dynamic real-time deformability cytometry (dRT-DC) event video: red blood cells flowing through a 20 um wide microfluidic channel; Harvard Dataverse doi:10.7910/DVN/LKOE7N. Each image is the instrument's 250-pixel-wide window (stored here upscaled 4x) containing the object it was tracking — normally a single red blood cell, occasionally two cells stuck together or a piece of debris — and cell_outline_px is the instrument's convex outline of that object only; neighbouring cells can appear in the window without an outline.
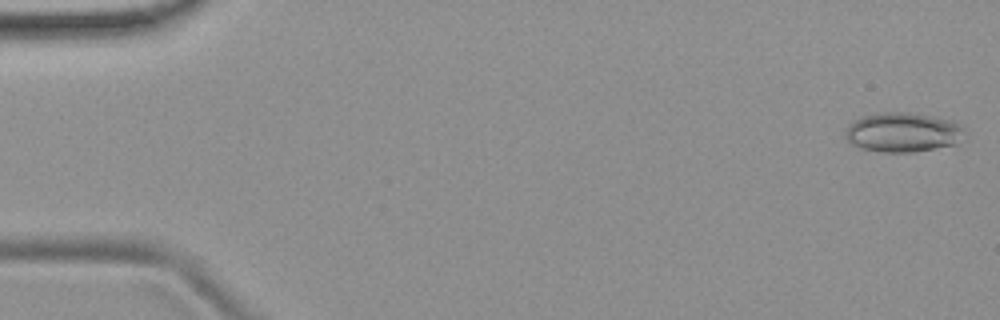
{"species": "common noctule bat (a hibernating species)", "species_latin": "Nyctalus noctula", "temperature_condition": "room temperature", "stored_images_in_passage": 52, "camera_frame_rate_fps": 3000, "um_per_image_px": 0.085, "animal": {"sex": "female", "body_mass_g": 19.9}, "frame": {"image": 1, "passage_image": 1, "time_ms": 0.0, "image_size_px": [1000, 320], "cell_outline_px": [[964, 128], [956, 144], [936, 148], [912, 152], [884, 152], [860, 148], [852, 144], [844, 136], [844, 132], [848, 124], [852, 120], [860, 116], [880, 112], [908, 112], [952, 120]], "centroid_in_image_um": [76.66, 11.23], "position_along_channel_um": 8.3, "area_um2": 27.46}}
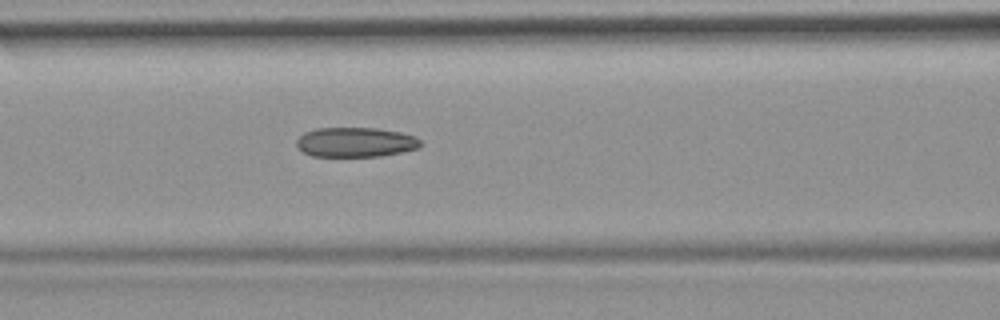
{"frame": {"image": 2, "passage_image": 22, "time_ms": 7.0, "image_size_px": [1000, 320], "cell_outline_px": [[424, 144], [420, 148], [380, 156], [312, 156], [304, 152], [296, 144], [296, 140], [304, 132], [316, 128], [376, 128], [400, 132], [416, 136]], "centroid_in_image_um": [30.25, 12.08], "position_along_channel_um": 136.3, "area_um2": 21.5}}
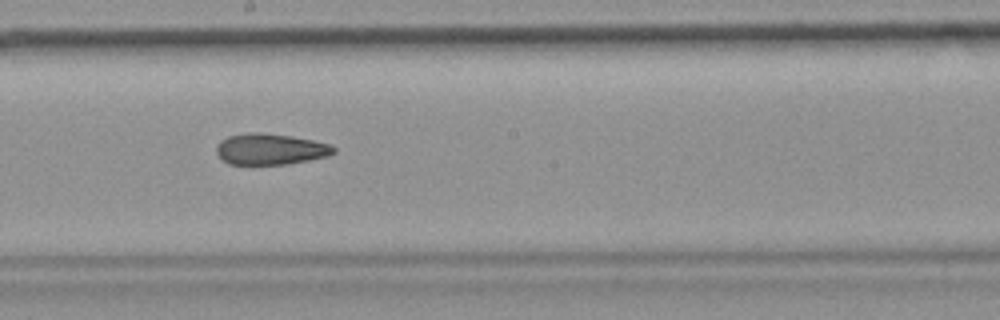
{"frame": {"image": 3, "passage_image": 29, "time_ms": 9.333, "image_size_px": [1000, 320], "cell_outline_px": [[336, 152], [328, 156], [288, 164], [228, 164], [216, 152], [216, 148], [220, 140], [228, 136], [252, 132], [260, 132], [288, 136], [312, 140], [328, 144], [336, 148]], "centroid_in_image_um": [22.97, 12.68], "position_along_channel_um": 225.2, "area_um2": 21.04}, "authors_computed_cell_mechanics": {"area_um2": 21.9062, "velocity_mm_per_s": 3.8226, "shape_relaxation_time_tau1_ms": null, "shape_relaxation_time_tau2_ms": 6.0499, "deformation_change_tau1": null, "deformation_change_tau2": 0.1608}}